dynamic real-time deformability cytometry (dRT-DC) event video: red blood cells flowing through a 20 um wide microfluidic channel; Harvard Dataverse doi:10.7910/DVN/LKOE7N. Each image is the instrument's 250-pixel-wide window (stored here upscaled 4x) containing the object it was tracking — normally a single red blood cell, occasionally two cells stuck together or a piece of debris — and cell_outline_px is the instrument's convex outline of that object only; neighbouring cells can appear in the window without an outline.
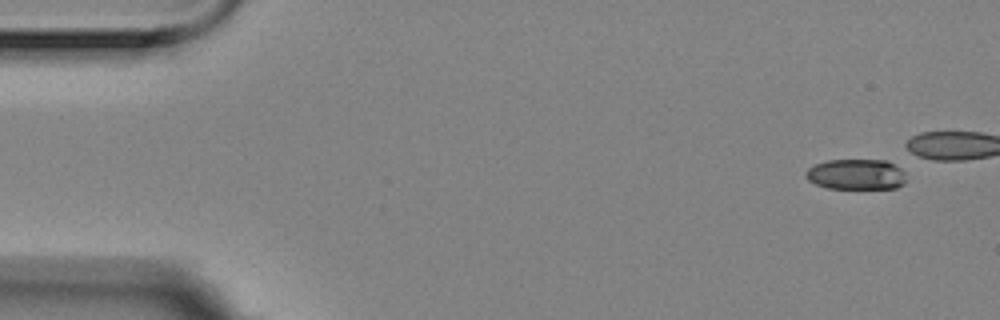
{"species": "Egyptian fruit bat (a non-hibernating species)", "species_latin": "Rousettus aegyptiacus", "temperature_condition": "room temperature", "stored_images_in_passage": 6, "camera_frame_rate_fps": 3000, "um_per_image_px": 0.085, "animal": {"sex": "female"}, "frame": {"image": 1, "passage_image": 1, "time_ms": 0.0, "image_size_px": [1000, 320], "cell_outline_px": [[904, 184], [896, 188], [828, 188], [816, 184], [808, 180], [804, 176], [804, 172], [808, 168], [816, 164], [828, 160], [888, 160], [900, 168], [904, 172]], "centroid_in_image_um": [72.76, 14.81], "position_along_channel_um": 12.2, "area_um2": 17.86}}